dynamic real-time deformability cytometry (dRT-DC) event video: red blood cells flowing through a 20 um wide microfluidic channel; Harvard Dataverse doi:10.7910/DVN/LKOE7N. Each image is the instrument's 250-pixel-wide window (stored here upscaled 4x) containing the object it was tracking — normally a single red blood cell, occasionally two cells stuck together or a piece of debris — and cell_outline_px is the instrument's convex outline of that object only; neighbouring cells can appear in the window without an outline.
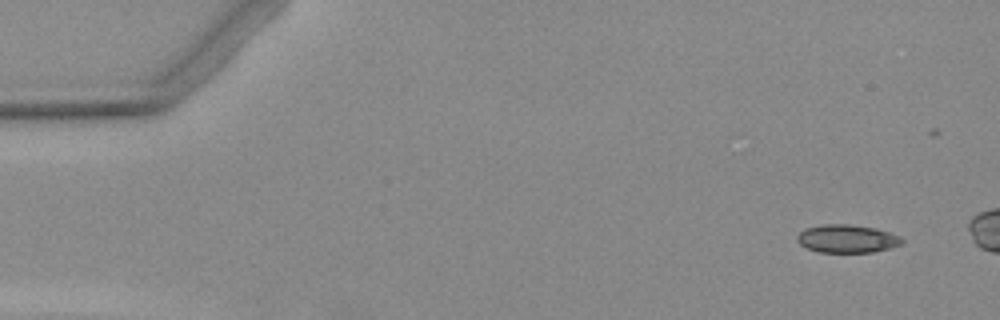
{"species": "Egyptian fruit bat (a non-hibernating species)", "species_latin": "Rousettus aegyptiacus", "temperature_condition": "warm", "stored_images_in_passage": 5, "camera_frame_rate_fps": 3000, "um_per_image_px": 0.085, "animal": {"sex": "female"}, "frame": {"image": 1, "passage_image": 1, "time_ms": 0.0, "image_size_px": [1000, 320], "cell_outline_px": [[904, 244], [872, 252], [820, 252], [808, 248], [800, 244], [796, 240], [796, 236], [804, 228], [820, 224], [848, 224], [876, 228], [900, 236], [904, 240]], "centroid_in_image_um": [71.99, 20.28], "position_along_channel_um": 13.0, "area_um2": 17.22}}
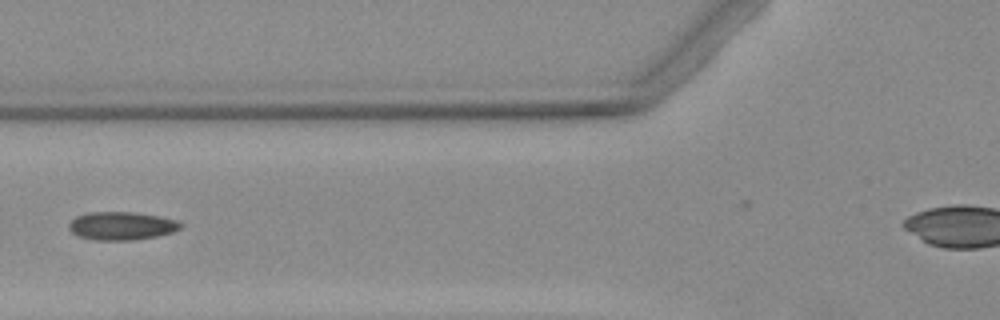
{"frame": {"image": 2, "passage_image": 5, "time_ms": 5.667, "image_size_px": [1000, 320], "cell_outline_px": [[184, 224], [180, 228], [172, 232], [156, 236], [128, 240], [96, 240], [80, 236], [72, 232], [68, 228], [68, 224], [76, 216], [88, 212], [132, 212], [156, 216], [176, 220]], "centroid_in_image_um": [10.31, 19.19], "position_along_channel_um": 115.5, "area_um2": 18.09}}